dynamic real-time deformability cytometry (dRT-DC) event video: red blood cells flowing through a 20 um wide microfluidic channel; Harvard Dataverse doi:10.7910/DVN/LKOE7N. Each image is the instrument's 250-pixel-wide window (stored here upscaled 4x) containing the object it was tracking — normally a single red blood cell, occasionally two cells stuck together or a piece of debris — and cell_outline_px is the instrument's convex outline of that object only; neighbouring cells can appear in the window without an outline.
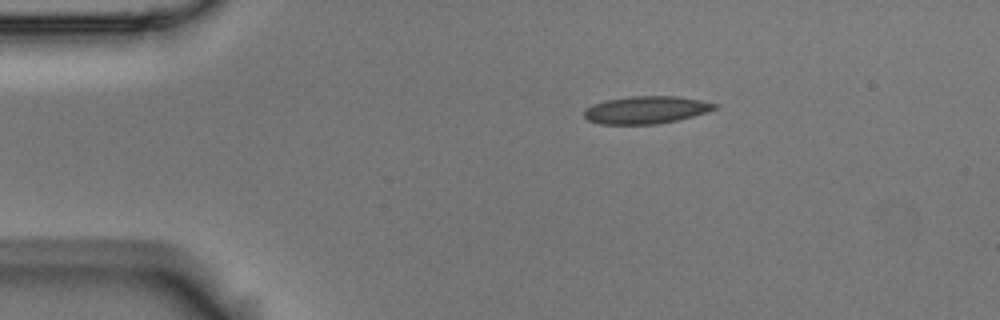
{"species": "Egyptian fruit bat (a non-hibernating species)", "species_latin": "Rousettus aegyptiacus", "temperature_condition": "room temperature", "stored_images_in_passage": 13, "camera_frame_rate_fps": 3000, "um_per_image_px": 0.085, "animal": {"sex": "male"}, "frame": {"image": 1, "passage_image": 1, "time_ms": 0.0, "image_size_px": [1000, 320], "cell_outline_px": [[720, 108], [708, 112], [676, 120], [656, 124], [600, 124], [588, 120], [584, 116], [584, 108], [592, 104], [604, 100], [628, 96], [676, 96], [700, 100], [720, 104]], "centroid_in_image_um": [54.92, 9.33], "position_along_channel_um": 30.1, "area_um2": 21.15}}
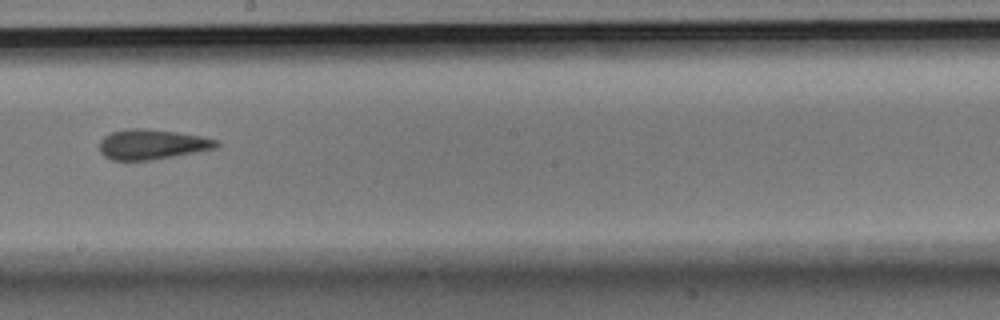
{"frame": {"image": 2, "passage_image": 7, "time_ms": 2.0, "image_size_px": [1000, 320], "cell_outline_px": [[220, 144], [216, 148], [196, 152], [152, 160], [112, 160], [104, 156], [100, 152], [100, 140], [104, 136], [112, 132], [124, 128], [144, 128], [176, 132], [200, 136], [220, 140]], "centroid_in_image_um": [12.92, 12.26], "position_along_channel_um": 235.3, "area_um2": 20.58}}
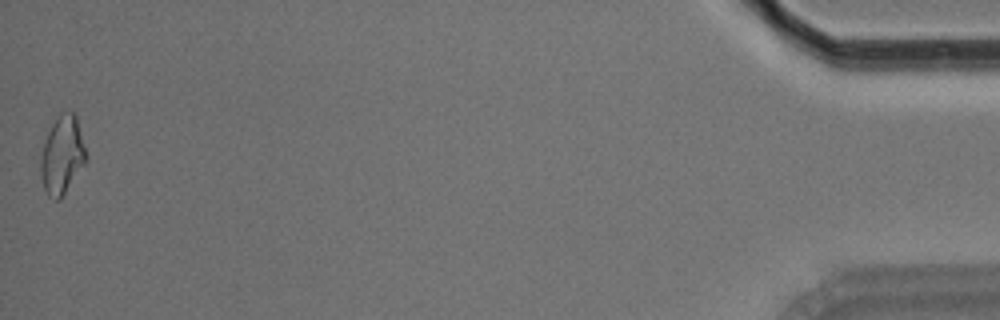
{"frame": {"image": 3, "passage_image": 13, "time_ms": 4.0, "image_size_px": [1000, 320], "cell_outline_px": [[88, 160], [60, 200], [52, 200], [48, 196], [44, 188], [40, 176], [40, 156], [44, 140], [52, 124], [60, 112], [76, 112], [88, 156]], "centroid_in_image_um": [5.3, 13.19], "position_along_channel_um": 429.9, "area_um2": 21.21}}